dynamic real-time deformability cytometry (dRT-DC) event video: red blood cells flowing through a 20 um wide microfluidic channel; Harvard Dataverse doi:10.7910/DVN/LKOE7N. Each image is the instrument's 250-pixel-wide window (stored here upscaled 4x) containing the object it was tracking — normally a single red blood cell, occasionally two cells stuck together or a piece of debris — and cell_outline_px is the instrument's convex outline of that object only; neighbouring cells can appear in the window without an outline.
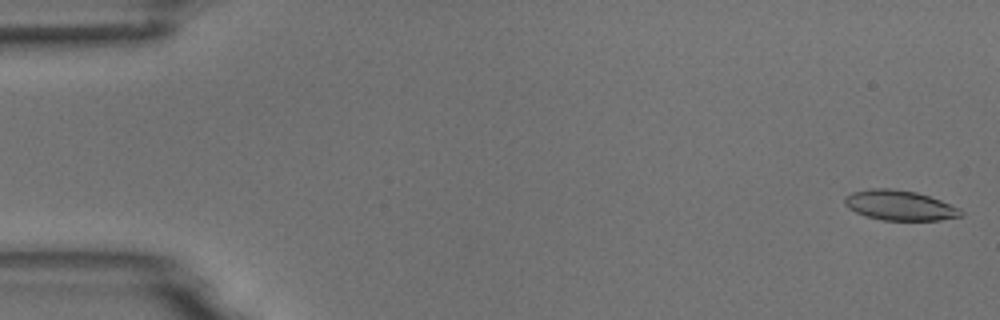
{"species": "common noctule bat (a hibernating species)", "species_latin": "Nyctalus noctula", "temperature_condition": "room temperature", "stored_images_in_passage": 9, "camera_frame_rate_fps": 3000, "um_per_image_px": 0.085, "animal": {"sex": "male", "body_mass_g": 18.8}, "frame": {"image": 1, "passage_image": 1, "time_ms": 0.0, "image_size_px": [1000, 320], "cell_outline_px": [[964, 216], [940, 220], [884, 220], [864, 216], [848, 208], [844, 204], [844, 196], [852, 192], [872, 188], [888, 188], [916, 192], [940, 200], [960, 208], [964, 212]], "centroid_in_image_um": [76.47, 17.46], "position_along_channel_um": 8.5, "area_um2": 20.4}}